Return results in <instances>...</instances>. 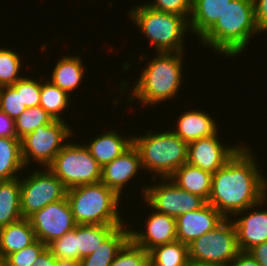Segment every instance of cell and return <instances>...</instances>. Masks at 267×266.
<instances>
[{
  "instance_id": "cell-1",
  "label": "cell",
  "mask_w": 267,
  "mask_h": 266,
  "mask_svg": "<svg viewBox=\"0 0 267 266\" xmlns=\"http://www.w3.org/2000/svg\"><path fill=\"white\" fill-rule=\"evenodd\" d=\"M257 164L251 150L241 146L223 167L212 174L207 203L225 218L231 214L241 216L255 206H263L262 203L267 201V180Z\"/></svg>"
},
{
  "instance_id": "cell-2",
  "label": "cell",
  "mask_w": 267,
  "mask_h": 266,
  "mask_svg": "<svg viewBox=\"0 0 267 266\" xmlns=\"http://www.w3.org/2000/svg\"><path fill=\"white\" fill-rule=\"evenodd\" d=\"M257 33L260 31L255 23L253 0H232L200 41L219 54L235 57Z\"/></svg>"
},
{
  "instance_id": "cell-3",
  "label": "cell",
  "mask_w": 267,
  "mask_h": 266,
  "mask_svg": "<svg viewBox=\"0 0 267 266\" xmlns=\"http://www.w3.org/2000/svg\"><path fill=\"white\" fill-rule=\"evenodd\" d=\"M182 56V52H158L140 74L128 101L135 98L144 105H153L175 97L183 79Z\"/></svg>"
},
{
  "instance_id": "cell-4",
  "label": "cell",
  "mask_w": 267,
  "mask_h": 266,
  "mask_svg": "<svg viewBox=\"0 0 267 266\" xmlns=\"http://www.w3.org/2000/svg\"><path fill=\"white\" fill-rule=\"evenodd\" d=\"M74 221L77 225H123L119 215L120 196L102 182L67 190Z\"/></svg>"
},
{
  "instance_id": "cell-5",
  "label": "cell",
  "mask_w": 267,
  "mask_h": 266,
  "mask_svg": "<svg viewBox=\"0 0 267 266\" xmlns=\"http://www.w3.org/2000/svg\"><path fill=\"white\" fill-rule=\"evenodd\" d=\"M143 169L161 178H169L179 167L187 163L188 144L171 129L143 136H133Z\"/></svg>"
},
{
  "instance_id": "cell-6",
  "label": "cell",
  "mask_w": 267,
  "mask_h": 266,
  "mask_svg": "<svg viewBox=\"0 0 267 266\" xmlns=\"http://www.w3.org/2000/svg\"><path fill=\"white\" fill-rule=\"evenodd\" d=\"M129 17L134 21L157 52H183V40L189 29L184 16L150 8L144 4L130 8Z\"/></svg>"
},
{
  "instance_id": "cell-7",
  "label": "cell",
  "mask_w": 267,
  "mask_h": 266,
  "mask_svg": "<svg viewBox=\"0 0 267 266\" xmlns=\"http://www.w3.org/2000/svg\"><path fill=\"white\" fill-rule=\"evenodd\" d=\"M66 187L100 182L102 167L83 144L68 143L47 167Z\"/></svg>"
},
{
  "instance_id": "cell-8",
  "label": "cell",
  "mask_w": 267,
  "mask_h": 266,
  "mask_svg": "<svg viewBox=\"0 0 267 266\" xmlns=\"http://www.w3.org/2000/svg\"><path fill=\"white\" fill-rule=\"evenodd\" d=\"M188 252L191 261L228 266L240 252L231 217L189 244Z\"/></svg>"
},
{
  "instance_id": "cell-9",
  "label": "cell",
  "mask_w": 267,
  "mask_h": 266,
  "mask_svg": "<svg viewBox=\"0 0 267 266\" xmlns=\"http://www.w3.org/2000/svg\"><path fill=\"white\" fill-rule=\"evenodd\" d=\"M72 128L63 120L42 125L33 132L20 139L21 152L24 165H28L31 159L38 164L48 167L67 144L63 143L72 135Z\"/></svg>"
},
{
  "instance_id": "cell-10",
  "label": "cell",
  "mask_w": 267,
  "mask_h": 266,
  "mask_svg": "<svg viewBox=\"0 0 267 266\" xmlns=\"http://www.w3.org/2000/svg\"><path fill=\"white\" fill-rule=\"evenodd\" d=\"M37 170L20 179V207L23 218H28L48 204L66 197V187L47 167L43 171Z\"/></svg>"
},
{
  "instance_id": "cell-11",
  "label": "cell",
  "mask_w": 267,
  "mask_h": 266,
  "mask_svg": "<svg viewBox=\"0 0 267 266\" xmlns=\"http://www.w3.org/2000/svg\"><path fill=\"white\" fill-rule=\"evenodd\" d=\"M162 180L161 183L153 184L154 186L151 184L142 188L144 201L149 208L176 219L184 213L200 209L206 203L203 198L181 189L169 178Z\"/></svg>"
},
{
  "instance_id": "cell-12",
  "label": "cell",
  "mask_w": 267,
  "mask_h": 266,
  "mask_svg": "<svg viewBox=\"0 0 267 266\" xmlns=\"http://www.w3.org/2000/svg\"><path fill=\"white\" fill-rule=\"evenodd\" d=\"M37 240L48 245L76 227L67 197L28 217Z\"/></svg>"
},
{
  "instance_id": "cell-13",
  "label": "cell",
  "mask_w": 267,
  "mask_h": 266,
  "mask_svg": "<svg viewBox=\"0 0 267 266\" xmlns=\"http://www.w3.org/2000/svg\"><path fill=\"white\" fill-rule=\"evenodd\" d=\"M217 136L216 133L189 143L187 163L211 174L223 167L242 145L227 147Z\"/></svg>"
},
{
  "instance_id": "cell-14",
  "label": "cell",
  "mask_w": 267,
  "mask_h": 266,
  "mask_svg": "<svg viewBox=\"0 0 267 266\" xmlns=\"http://www.w3.org/2000/svg\"><path fill=\"white\" fill-rule=\"evenodd\" d=\"M226 218L209 203L176 218L177 241L189 245L198 237L215 229Z\"/></svg>"
},
{
  "instance_id": "cell-15",
  "label": "cell",
  "mask_w": 267,
  "mask_h": 266,
  "mask_svg": "<svg viewBox=\"0 0 267 266\" xmlns=\"http://www.w3.org/2000/svg\"><path fill=\"white\" fill-rule=\"evenodd\" d=\"M146 231L130 230V239L149 252L151 249L177 241L176 219L164 213L152 212L148 216Z\"/></svg>"
},
{
  "instance_id": "cell-16",
  "label": "cell",
  "mask_w": 267,
  "mask_h": 266,
  "mask_svg": "<svg viewBox=\"0 0 267 266\" xmlns=\"http://www.w3.org/2000/svg\"><path fill=\"white\" fill-rule=\"evenodd\" d=\"M139 169H143L141 157L138 149L132 145L123 154L102 166L100 182L121 197L126 183L138 173Z\"/></svg>"
},
{
  "instance_id": "cell-17",
  "label": "cell",
  "mask_w": 267,
  "mask_h": 266,
  "mask_svg": "<svg viewBox=\"0 0 267 266\" xmlns=\"http://www.w3.org/2000/svg\"><path fill=\"white\" fill-rule=\"evenodd\" d=\"M237 234L240 251L248 252L251 248L267 241V209L255 210L232 221Z\"/></svg>"
},
{
  "instance_id": "cell-18",
  "label": "cell",
  "mask_w": 267,
  "mask_h": 266,
  "mask_svg": "<svg viewBox=\"0 0 267 266\" xmlns=\"http://www.w3.org/2000/svg\"><path fill=\"white\" fill-rule=\"evenodd\" d=\"M208 114L199 110H187L179 117L177 127L174 128L176 130L172 131L187 144L215 135L218 126Z\"/></svg>"
},
{
  "instance_id": "cell-19",
  "label": "cell",
  "mask_w": 267,
  "mask_h": 266,
  "mask_svg": "<svg viewBox=\"0 0 267 266\" xmlns=\"http://www.w3.org/2000/svg\"><path fill=\"white\" fill-rule=\"evenodd\" d=\"M232 0H192L189 31L201 38L221 18Z\"/></svg>"
},
{
  "instance_id": "cell-20",
  "label": "cell",
  "mask_w": 267,
  "mask_h": 266,
  "mask_svg": "<svg viewBox=\"0 0 267 266\" xmlns=\"http://www.w3.org/2000/svg\"><path fill=\"white\" fill-rule=\"evenodd\" d=\"M133 145V137L123 138L115 130H109L103 134L96 136L86 147L89 149L91 156L103 165L113 161L115 158L123 154Z\"/></svg>"
},
{
  "instance_id": "cell-21",
  "label": "cell",
  "mask_w": 267,
  "mask_h": 266,
  "mask_svg": "<svg viewBox=\"0 0 267 266\" xmlns=\"http://www.w3.org/2000/svg\"><path fill=\"white\" fill-rule=\"evenodd\" d=\"M169 179L178 187L203 198L206 202L211 194L212 174L199 167L183 164Z\"/></svg>"
},
{
  "instance_id": "cell-22",
  "label": "cell",
  "mask_w": 267,
  "mask_h": 266,
  "mask_svg": "<svg viewBox=\"0 0 267 266\" xmlns=\"http://www.w3.org/2000/svg\"><path fill=\"white\" fill-rule=\"evenodd\" d=\"M35 232L28 218L0 228V251L5 260L10 254L20 251L36 241Z\"/></svg>"
},
{
  "instance_id": "cell-23",
  "label": "cell",
  "mask_w": 267,
  "mask_h": 266,
  "mask_svg": "<svg viewBox=\"0 0 267 266\" xmlns=\"http://www.w3.org/2000/svg\"><path fill=\"white\" fill-rule=\"evenodd\" d=\"M116 227L95 252L80 260L81 266H110L122 247L130 240V228Z\"/></svg>"
},
{
  "instance_id": "cell-24",
  "label": "cell",
  "mask_w": 267,
  "mask_h": 266,
  "mask_svg": "<svg viewBox=\"0 0 267 266\" xmlns=\"http://www.w3.org/2000/svg\"><path fill=\"white\" fill-rule=\"evenodd\" d=\"M80 56H64L52 70L50 81L68 94L79 87L85 73ZM83 65V66H82Z\"/></svg>"
},
{
  "instance_id": "cell-25",
  "label": "cell",
  "mask_w": 267,
  "mask_h": 266,
  "mask_svg": "<svg viewBox=\"0 0 267 266\" xmlns=\"http://www.w3.org/2000/svg\"><path fill=\"white\" fill-rule=\"evenodd\" d=\"M20 177L0 181V228L22 219Z\"/></svg>"
},
{
  "instance_id": "cell-26",
  "label": "cell",
  "mask_w": 267,
  "mask_h": 266,
  "mask_svg": "<svg viewBox=\"0 0 267 266\" xmlns=\"http://www.w3.org/2000/svg\"><path fill=\"white\" fill-rule=\"evenodd\" d=\"M23 167L20 139L0 137V181L18 178Z\"/></svg>"
},
{
  "instance_id": "cell-27",
  "label": "cell",
  "mask_w": 267,
  "mask_h": 266,
  "mask_svg": "<svg viewBox=\"0 0 267 266\" xmlns=\"http://www.w3.org/2000/svg\"><path fill=\"white\" fill-rule=\"evenodd\" d=\"M118 226L121 225H76L77 261L95 252L104 239Z\"/></svg>"
},
{
  "instance_id": "cell-28",
  "label": "cell",
  "mask_w": 267,
  "mask_h": 266,
  "mask_svg": "<svg viewBox=\"0 0 267 266\" xmlns=\"http://www.w3.org/2000/svg\"><path fill=\"white\" fill-rule=\"evenodd\" d=\"M188 245L180 241L157 246L149 251L150 266H188Z\"/></svg>"
},
{
  "instance_id": "cell-29",
  "label": "cell",
  "mask_w": 267,
  "mask_h": 266,
  "mask_svg": "<svg viewBox=\"0 0 267 266\" xmlns=\"http://www.w3.org/2000/svg\"><path fill=\"white\" fill-rule=\"evenodd\" d=\"M70 94L61 90L51 81L42 82L40 106L55 120H63L60 113L70 105Z\"/></svg>"
},
{
  "instance_id": "cell-30",
  "label": "cell",
  "mask_w": 267,
  "mask_h": 266,
  "mask_svg": "<svg viewBox=\"0 0 267 266\" xmlns=\"http://www.w3.org/2000/svg\"><path fill=\"white\" fill-rule=\"evenodd\" d=\"M54 121L55 119L40 105L27 108L14 120L16 136L21 139L39 126L47 125Z\"/></svg>"
},
{
  "instance_id": "cell-31",
  "label": "cell",
  "mask_w": 267,
  "mask_h": 266,
  "mask_svg": "<svg viewBox=\"0 0 267 266\" xmlns=\"http://www.w3.org/2000/svg\"><path fill=\"white\" fill-rule=\"evenodd\" d=\"M15 50L0 48V87L11 86L23 77L20 76L21 58Z\"/></svg>"
},
{
  "instance_id": "cell-32",
  "label": "cell",
  "mask_w": 267,
  "mask_h": 266,
  "mask_svg": "<svg viewBox=\"0 0 267 266\" xmlns=\"http://www.w3.org/2000/svg\"><path fill=\"white\" fill-rule=\"evenodd\" d=\"M110 266H150L149 252L130 239L118 252Z\"/></svg>"
},
{
  "instance_id": "cell-33",
  "label": "cell",
  "mask_w": 267,
  "mask_h": 266,
  "mask_svg": "<svg viewBox=\"0 0 267 266\" xmlns=\"http://www.w3.org/2000/svg\"><path fill=\"white\" fill-rule=\"evenodd\" d=\"M56 259L77 261L76 227L47 245Z\"/></svg>"
},
{
  "instance_id": "cell-34",
  "label": "cell",
  "mask_w": 267,
  "mask_h": 266,
  "mask_svg": "<svg viewBox=\"0 0 267 266\" xmlns=\"http://www.w3.org/2000/svg\"><path fill=\"white\" fill-rule=\"evenodd\" d=\"M26 109L22 103L21 91H17L12 85L0 87V110L9 118L15 120Z\"/></svg>"
},
{
  "instance_id": "cell-35",
  "label": "cell",
  "mask_w": 267,
  "mask_h": 266,
  "mask_svg": "<svg viewBox=\"0 0 267 266\" xmlns=\"http://www.w3.org/2000/svg\"><path fill=\"white\" fill-rule=\"evenodd\" d=\"M46 247V244L36 240L26 248L10 254L5 259L4 266H32Z\"/></svg>"
},
{
  "instance_id": "cell-36",
  "label": "cell",
  "mask_w": 267,
  "mask_h": 266,
  "mask_svg": "<svg viewBox=\"0 0 267 266\" xmlns=\"http://www.w3.org/2000/svg\"><path fill=\"white\" fill-rule=\"evenodd\" d=\"M17 91H21L22 103L26 108L38 106L41 99L42 83L35 79L23 77L12 85Z\"/></svg>"
},
{
  "instance_id": "cell-37",
  "label": "cell",
  "mask_w": 267,
  "mask_h": 266,
  "mask_svg": "<svg viewBox=\"0 0 267 266\" xmlns=\"http://www.w3.org/2000/svg\"><path fill=\"white\" fill-rule=\"evenodd\" d=\"M144 5L155 10L184 16L187 20L192 11V0H154L152 3H144Z\"/></svg>"
},
{
  "instance_id": "cell-38",
  "label": "cell",
  "mask_w": 267,
  "mask_h": 266,
  "mask_svg": "<svg viewBox=\"0 0 267 266\" xmlns=\"http://www.w3.org/2000/svg\"><path fill=\"white\" fill-rule=\"evenodd\" d=\"M255 23L260 32L267 30V0H253Z\"/></svg>"
},
{
  "instance_id": "cell-39",
  "label": "cell",
  "mask_w": 267,
  "mask_h": 266,
  "mask_svg": "<svg viewBox=\"0 0 267 266\" xmlns=\"http://www.w3.org/2000/svg\"><path fill=\"white\" fill-rule=\"evenodd\" d=\"M0 137L17 138L14 119L0 110Z\"/></svg>"
},
{
  "instance_id": "cell-40",
  "label": "cell",
  "mask_w": 267,
  "mask_h": 266,
  "mask_svg": "<svg viewBox=\"0 0 267 266\" xmlns=\"http://www.w3.org/2000/svg\"><path fill=\"white\" fill-rule=\"evenodd\" d=\"M248 253L260 266H267V241L251 248Z\"/></svg>"
},
{
  "instance_id": "cell-41",
  "label": "cell",
  "mask_w": 267,
  "mask_h": 266,
  "mask_svg": "<svg viewBox=\"0 0 267 266\" xmlns=\"http://www.w3.org/2000/svg\"><path fill=\"white\" fill-rule=\"evenodd\" d=\"M228 266H260L258 262L248 253L240 251Z\"/></svg>"
},
{
  "instance_id": "cell-42",
  "label": "cell",
  "mask_w": 267,
  "mask_h": 266,
  "mask_svg": "<svg viewBox=\"0 0 267 266\" xmlns=\"http://www.w3.org/2000/svg\"><path fill=\"white\" fill-rule=\"evenodd\" d=\"M56 258L46 247L42 253L37 257L32 266H55Z\"/></svg>"
},
{
  "instance_id": "cell-43",
  "label": "cell",
  "mask_w": 267,
  "mask_h": 266,
  "mask_svg": "<svg viewBox=\"0 0 267 266\" xmlns=\"http://www.w3.org/2000/svg\"><path fill=\"white\" fill-rule=\"evenodd\" d=\"M55 266H81L80 261L57 259Z\"/></svg>"
},
{
  "instance_id": "cell-44",
  "label": "cell",
  "mask_w": 267,
  "mask_h": 266,
  "mask_svg": "<svg viewBox=\"0 0 267 266\" xmlns=\"http://www.w3.org/2000/svg\"><path fill=\"white\" fill-rule=\"evenodd\" d=\"M188 266H220V265L202 263V262H196V261L189 260Z\"/></svg>"
},
{
  "instance_id": "cell-45",
  "label": "cell",
  "mask_w": 267,
  "mask_h": 266,
  "mask_svg": "<svg viewBox=\"0 0 267 266\" xmlns=\"http://www.w3.org/2000/svg\"><path fill=\"white\" fill-rule=\"evenodd\" d=\"M5 260L2 257L1 251H0V266H4Z\"/></svg>"
}]
</instances>
